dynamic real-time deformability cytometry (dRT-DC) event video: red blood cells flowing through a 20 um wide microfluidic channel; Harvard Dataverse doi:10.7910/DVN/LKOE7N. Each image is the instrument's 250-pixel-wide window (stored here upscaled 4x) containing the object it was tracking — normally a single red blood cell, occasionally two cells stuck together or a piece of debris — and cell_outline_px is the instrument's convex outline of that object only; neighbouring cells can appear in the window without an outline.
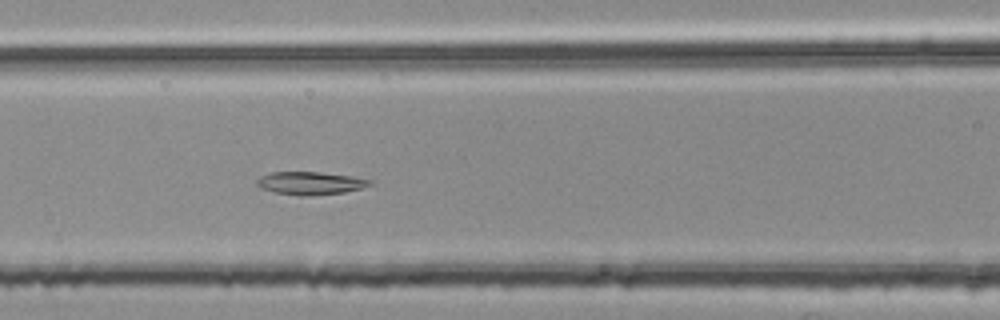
{"species": "common noctule bat (a hibernating species)", "species_latin": "Nyctalus noctula", "temperature_condition": "room temperature", "stored_images_in_passage": 54, "segment_of_instrument_passage": [2, 2], "camera_frame_rate_fps": 3000, "um_per_image_px": 0.085, "animal": {"sex": "female", "body_mass_g": 25.1}, "frame": {"image": 1, "passage_image": 24, "time_ms": 7.667, "image_size_px": [1000, 320], "cell_outline_px": [[372, 184], [360, 188], [344, 192], [312, 196], [300, 196], [276, 192], [260, 188], [256, 184], [256, 180], [260, 176], [272, 172], [320, 172], [348, 176], [372, 180]], "centroid_in_image_um": [26.33, 15.57], "position_along_channel_um": 140.3, "area_um2": 14.97}}
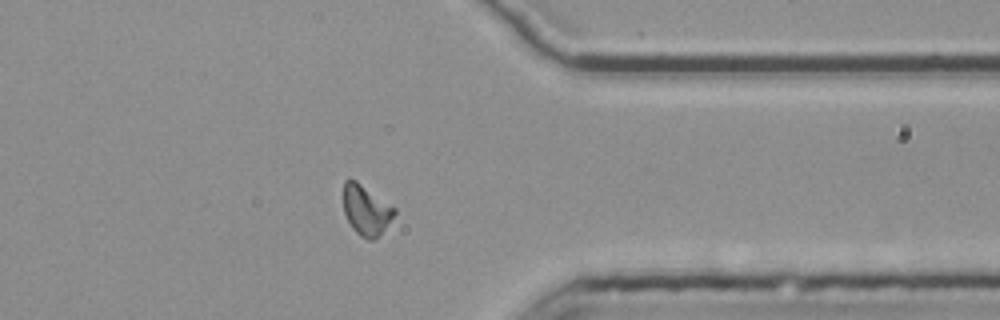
{"frame": {"image": 2, "passage_image": 44, "time_ms": 14.333, "image_size_px": [1000, 320], "cell_outline_px": [[396, 212], [384, 228], [372, 240], [368, 240], [360, 236], [352, 228], [344, 212], [344, 180], [356, 180], [396, 208]], "centroid_in_image_um": [31.11, 17.84], "position_along_channel_um": 380.3, "area_um2": 14.51}}
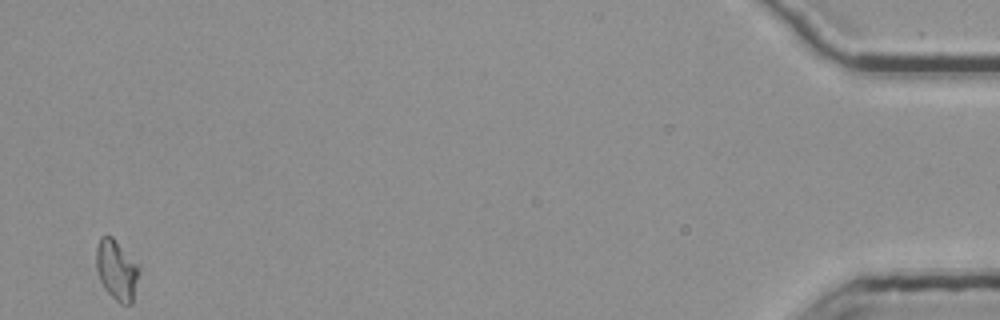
{"frame": {"image": 3, "passage_image": 54, "time_ms": 17.667, "image_size_px": [1000, 320], "cell_outline_px": [[140, 268], [132, 304], [120, 304], [104, 288], [100, 280], [96, 268], [96, 248], [100, 236], [112, 236], [140, 264]], "centroid_in_image_um": [9.93, 22.93], "position_along_channel_um": 425.3, "area_um2": 15.2}}